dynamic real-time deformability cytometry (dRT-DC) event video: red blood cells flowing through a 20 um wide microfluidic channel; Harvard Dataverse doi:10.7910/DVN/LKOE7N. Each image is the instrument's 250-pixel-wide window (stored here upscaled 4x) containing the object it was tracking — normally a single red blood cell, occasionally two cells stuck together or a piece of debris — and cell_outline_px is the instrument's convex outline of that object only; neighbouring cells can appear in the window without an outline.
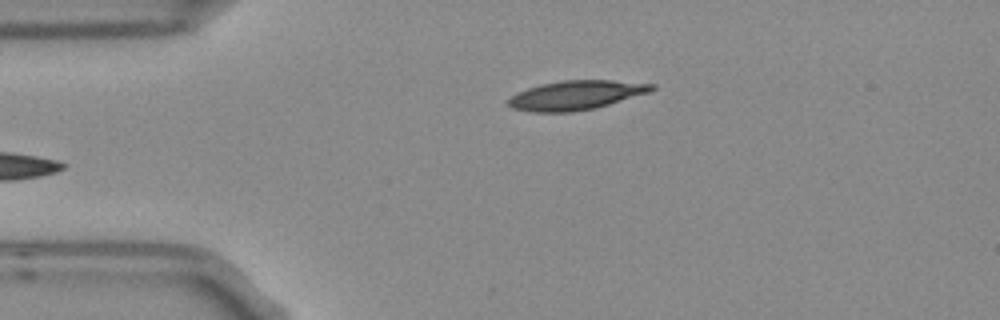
{"species": "Egyptian fruit bat (a non-hibernating species)", "species_latin": "Rousettus aegyptiacus", "temperature_condition": "room temperature", "stored_images_in_passage": 4, "camera_frame_rate_fps": 3000, "um_per_image_px": 0.085, "frame": {"image": 1, "passage_image": 4, "time_ms": 1.0, "image_size_px": [1000, 320], "cell_outline_px": [[656, 88], [648, 92], [596, 108], [572, 112], [532, 112], [512, 108], [504, 104], [516, 92], [540, 84], [560, 80], [612, 80], [656, 84]], "centroid_in_image_um": [48.91, 8.09], "position_along_channel_um": 36.1, "area_um2": 24.51}}